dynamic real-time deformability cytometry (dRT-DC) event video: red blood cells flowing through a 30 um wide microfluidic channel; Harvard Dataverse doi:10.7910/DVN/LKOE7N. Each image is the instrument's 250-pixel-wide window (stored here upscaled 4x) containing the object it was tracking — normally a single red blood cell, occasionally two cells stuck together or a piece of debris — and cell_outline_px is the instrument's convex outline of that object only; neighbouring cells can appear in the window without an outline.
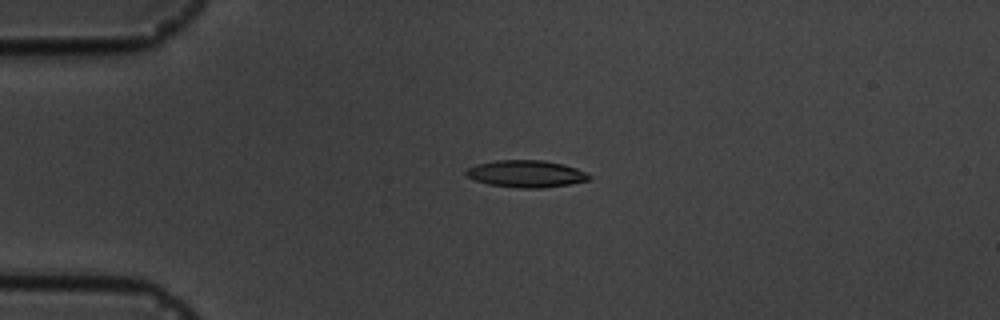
{"species": "common noctule bat (a hibernating species)", "species_latin": "Nyctalus noctula", "temperature_condition": "cold", "stored_images_in_passage": 3, "camera_frame_rate_fps": 3000, "um_per_image_px": 0.085, "animal": {"sex": "male", "body_mass_g": 19.5, "forearm_length_mm": 54.6}, "frame": {"image": 1, "passage_image": 1, "time_ms": 0.0, "image_size_px": [1000, 320], "cell_outline_px": [[592, 180], [572, 184], [540, 188], [520, 188], [488, 184], [476, 180], [468, 176], [464, 172], [468, 168], [476, 164], [496, 160], [544, 160], [564, 164], [588, 172], [592, 176]], "centroid_in_image_um": [44.79, 14.77], "position_along_channel_um": 40.2, "area_um2": 19.59}}
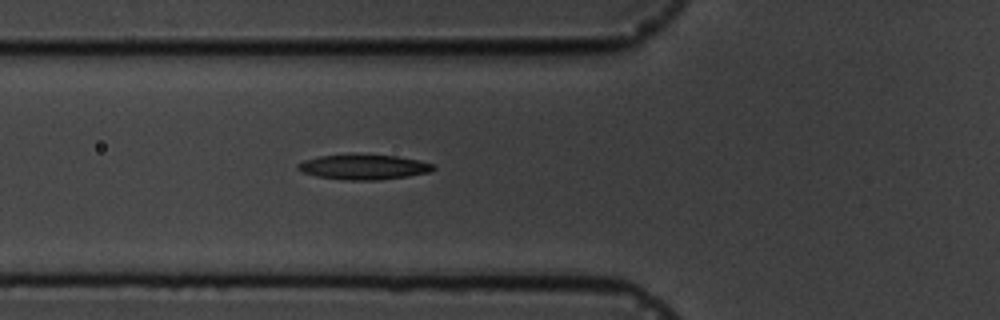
{"frame": {"image": 2, "passage_image": 3, "time_ms": 2.333, "image_size_px": [1000, 320], "cell_outline_px": [[436, 168], [428, 172], [408, 176], [380, 180], [348, 180], [316, 176], [304, 172], [296, 168], [296, 164], [304, 160], [320, 156], [396, 156], [420, 160], [436, 164]], "centroid_in_image_um": [30.96, 14.22], "position_along_channel_um": 94.8, "area_um2": 19.25}}